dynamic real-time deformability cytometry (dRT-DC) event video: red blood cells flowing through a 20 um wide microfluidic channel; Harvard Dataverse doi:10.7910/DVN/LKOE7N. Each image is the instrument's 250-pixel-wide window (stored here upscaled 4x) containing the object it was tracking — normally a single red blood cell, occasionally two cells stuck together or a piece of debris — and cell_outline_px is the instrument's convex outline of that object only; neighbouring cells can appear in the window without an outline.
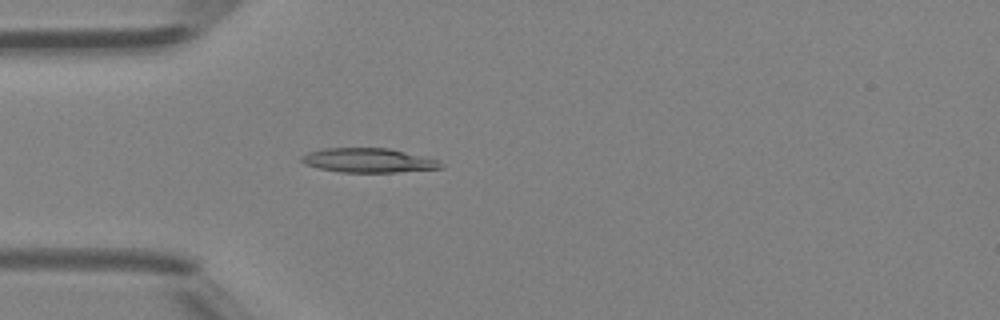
{"species": "Egyptian fruit bat (a non-hibernating species)", "species_latin": "Rousettus aegyptiacus", "temperature_condition": "room temperature", "stored_images_in_passage": 29, "camera_frame_rate_fps": 3000, "um_per_image_px": 0.085, "animal": {"sex": "female"}, "frame": {"image": 1, "passage_image": 1, "time_ms": 0.0, "image_size_px": [1000, 320], "cell_outline_px": [[444, 168], [396, 172], [340, 172], [320, 168], [304, 164], [300, 160], [300, 156], [308, 152], [324, 148], [388, 148], [440, 160], [444, 164]], "centroid_in_image_um": [31.33, 13.63], "position_along_channel_um": 53.7, "area_um2": 19.77}}
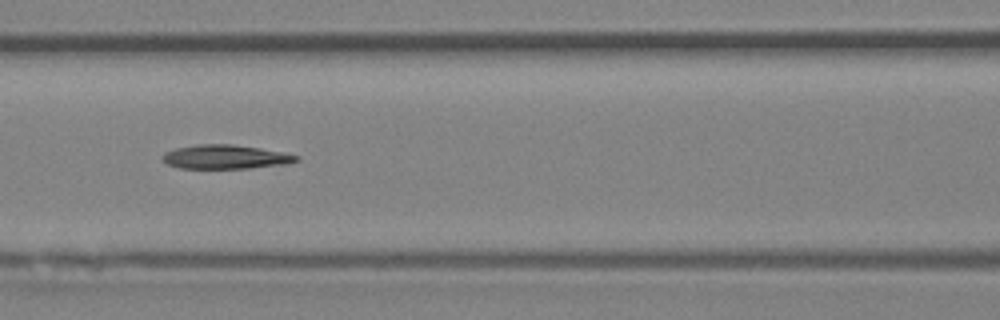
{"frame": {"image": 2, "passage_image": 8, "time_ms": 2.333, "image_size_px": [1000, 320], "cell_outline_px": [[300, 160], [288, 164], [248, 168], [180, 168], [168, 164], [160, 156], [164, 152], [176, 148], [196, 144], [232, 144], [260, 148], [284, 152], [300, 156]], "centroid_in_image_um": [19.19, 13.33], "position_along_channel_um": 147.4, "area_um2": 18.84}}
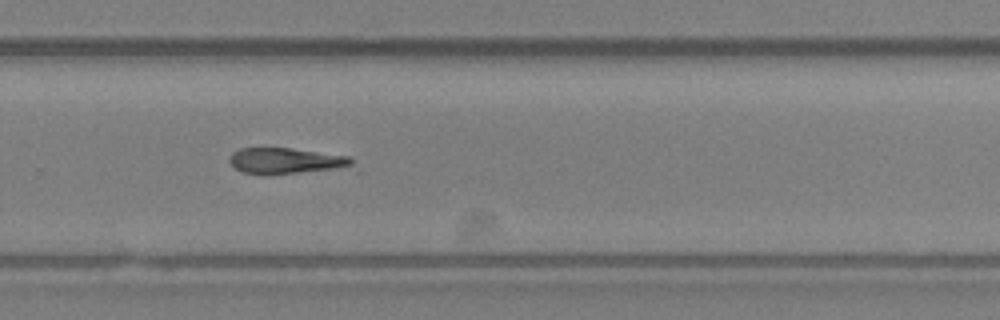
{"frame": {"image": 3, "passage_image": 19, "time_ms": 6.0, "image_size_px": [1000, 320], "cell_outline_px": [[364, 172], [240, 172], [228, 160], [232, 152], [240, 148], [292, 148], [348, 156]], "centroid_in_image_um": [24.67, 13.69], "position_along_channel_um": 305.1, "area_um2": 19.25}}